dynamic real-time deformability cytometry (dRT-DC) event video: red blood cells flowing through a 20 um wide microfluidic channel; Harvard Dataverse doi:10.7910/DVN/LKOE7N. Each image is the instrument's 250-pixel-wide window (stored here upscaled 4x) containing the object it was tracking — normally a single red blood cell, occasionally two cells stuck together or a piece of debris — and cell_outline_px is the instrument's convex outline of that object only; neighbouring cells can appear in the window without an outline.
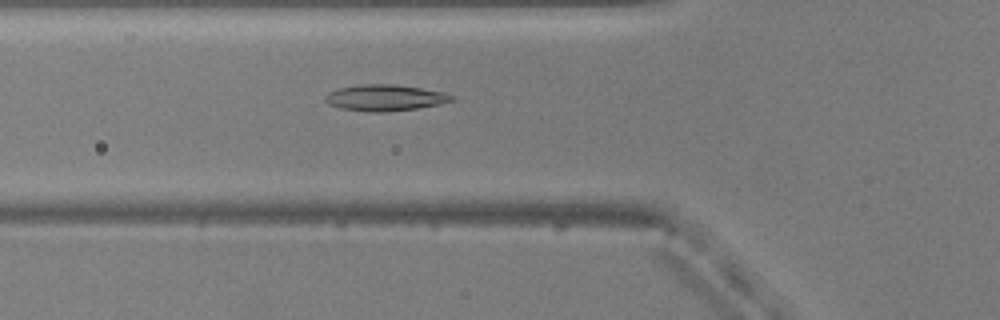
{"species": "common noctule bat (a hibernating species)", "species_latin": "Nyctalus noctula", "temperature_condition": "warm", "stored_images_in_passage": 36, "camera_frame_rate_fps": 3000, "um_per_image_px": 0.085, "animal": {"sex": "male", "body_mass_g": 20.5, "forearm_length_mm": 52.5}, "frame": {"image": 1, "passage_image": 9, "time_ms": 2.667, "image_size_px": [1000, 320], "cell_outline_px": [[456, 100], [440, 104], [416, 108], [388, 112], [368, 112], [340, 108], [328, 104], [324, 100], [324, 96], [328, 92], [336, 88], [360, 84], [392, 84], [448, 92], [456, 96]], "centroid_in_image_um": [32.74, 8.3], "position_along_channel_um": 93.1, "area_um2": 19.71}}
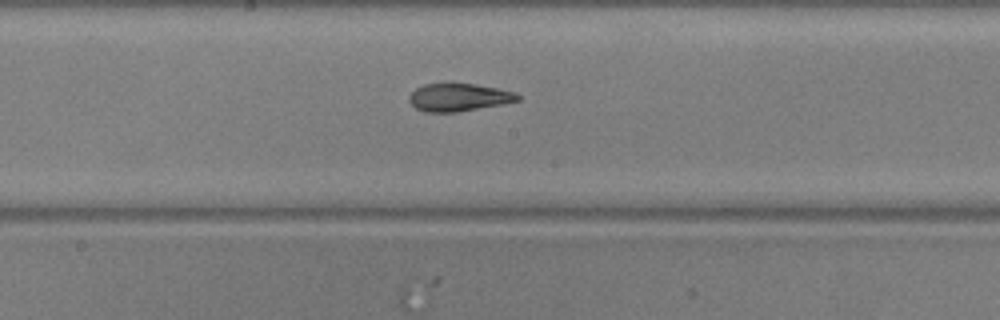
{"frame": {"image": 2, "passage_image": 18, "time_ms": 5.667, "image_size_px": [1000, 320], "cell_outline_px": [[520, 100], [504, 104], [456, 112], [424, 112], [416, 108], [408, 100], [408, 96], [416, 88], [424, 84], [476, 84], [516, 92], [520, 96]], "centroid_in_image_um": [39.0, 8.28], "position_along_channel_um": 209.2, "area_um2": 17.51}}
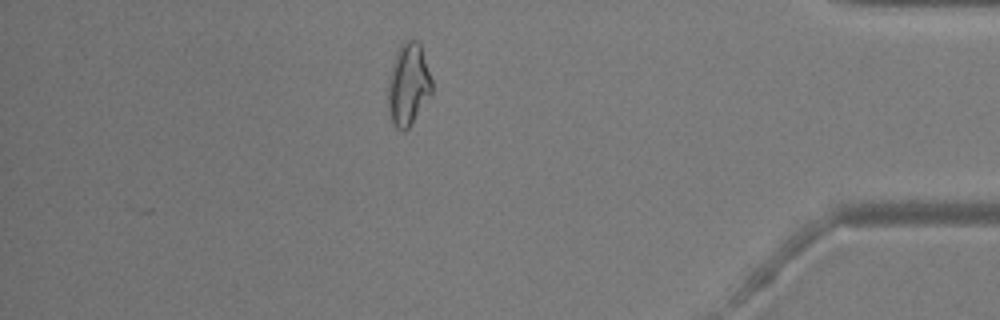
{"frame": {"image": 3, "passage_image": 36, "time_ms": 11.667, "image_size_px": [1000, 320], "cell_outline_px": [[432, 92], [408, 128], [404, 132], [396, 128], [392, 124], [388, 112], [388, 76], [396, 52], [400, 44], [404, 40], [416, 40], [420, 44], [432, 80]], "centroid_in_image_um": [34.68, 7.18], "position_along_channel_um": 400.5, "area_um2": 21.04}, "authors_computed_cell_mechanics": {"area_um2": 18.0914, "velocity_mm_per_s": 3.8426, "shape_relaxation_time_tau1_ms": 8.3481, "shape_relaxation_time_tau2_ms": 1.527, "deformation_change_tau1": 0.2036, "deformation_change_tau2": 0.081}}